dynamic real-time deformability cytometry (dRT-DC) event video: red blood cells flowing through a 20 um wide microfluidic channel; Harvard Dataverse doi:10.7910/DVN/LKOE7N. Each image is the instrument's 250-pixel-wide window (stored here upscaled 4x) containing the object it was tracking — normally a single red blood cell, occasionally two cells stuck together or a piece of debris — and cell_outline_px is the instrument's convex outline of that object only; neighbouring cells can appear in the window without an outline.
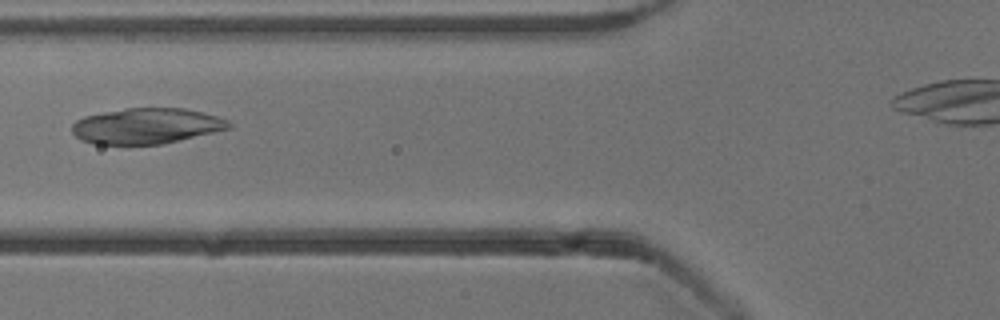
{"species": "common noctule bat (a hibernating species)", "species_latin": "Nyctalus noctula", "temperature_condition": "cold", "stored_images_in_passage": 4, "camera_frame_rate_fps": 3000, "um_per_image_px": 0.085, "animal": {"sex": "male", "body_mass_g": 13.3}, "frame": {"image": 1, "passage_image": 4, "time_ms": 3.333, "image_size_px": [1000, 320], "cell_outline_px": [[232, 128], [160, 144], [96, 144], [80, 140], [72, 132], [72, 124], [76, 120], [84, 116], [104, 112], [128, 108], [184, 108], [216, 116], [228, 120], [232, 124]], "centroid_in_image_um": [12.43, 10.7], "position_along_channel_um": 113.4, "area_um2": 32.37}}